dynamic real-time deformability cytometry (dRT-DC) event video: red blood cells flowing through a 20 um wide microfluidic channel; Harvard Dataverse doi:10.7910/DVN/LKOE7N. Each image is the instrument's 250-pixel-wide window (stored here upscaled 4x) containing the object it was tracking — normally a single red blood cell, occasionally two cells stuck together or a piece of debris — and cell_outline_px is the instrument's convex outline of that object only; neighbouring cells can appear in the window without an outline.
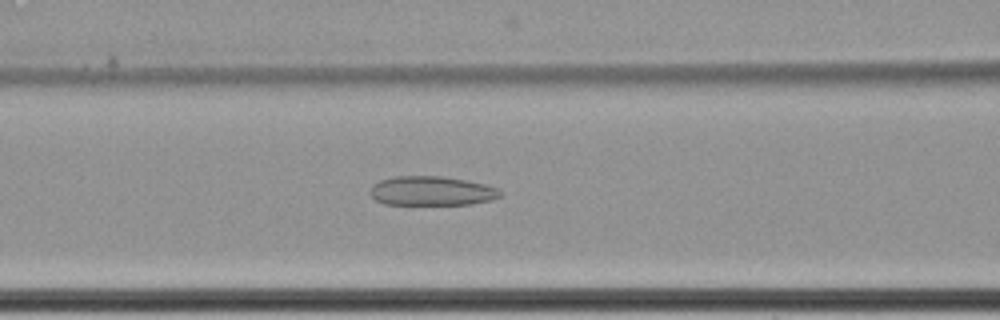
{"species": "common noctule bat (a hibernating species)", "species_latin": "Nyctalus noctula", "temperature_condition": "cold", "stored_images_in_passage": 65, "camera_frame_rate_fps": 3000, "um_per_image_px": 0.085, "animal": {"sex": "female", "body_mass_g": 22.7, "forearm_length_mm": 54.2}, "frame": {"image": 1, "passage_image": 31, "time_ms": 10.0, "image_size_px": [1000, 320], "cell_outline_px": [[500, 196], [492, 200], [472, 204], [384, 204], [376, 200], [368, 192], [372, 184], [380, 180], [392, 176], [440, 176], [464, 180], [484, 184], [496, 188], [500, 192]], "centroid_in_image_um": [36.63, 16.23], "position_along_channel_um": 130.0, "area_um2": 22.14}}
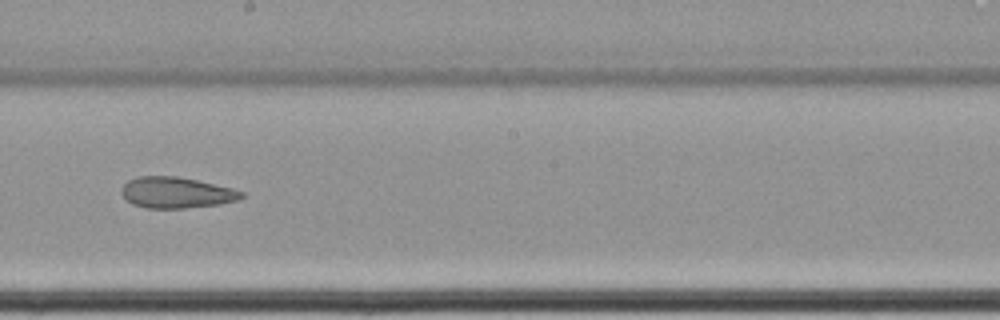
{"frame": {"image": 2, "passage_image": 40, "time_ms": 13.0, "image_size_px": [1000, 320], "cell_outline_px": [[244, 196], [240, 200], [220, 204], [184, 208], [148, 208], [132, 204], [120, 192], [124, 184], [128, 180], [136, 176], [176, 176], [196, 180], [232, 188], [244, 192]], "centroid_in_image_um": [15.0, 16.37], "position_along_channel_um": 233.2, "area_um2": 21.68}}
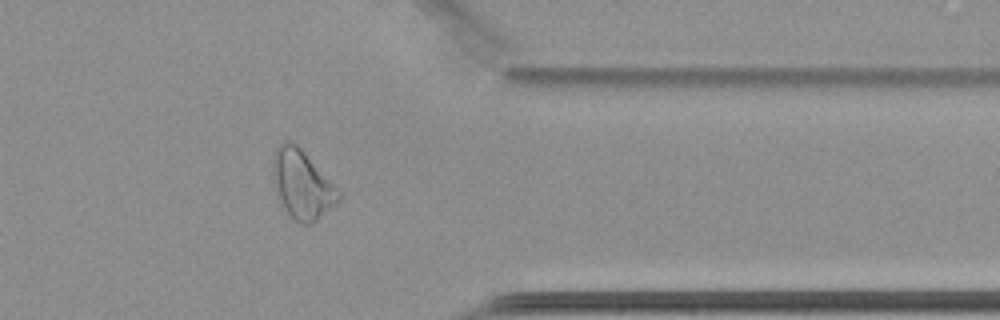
{"frame": {"image": 3, "passage_image": 54, "time_ms": 17.667, "image_size_px": [1000, 320], "cell_outline_px": [[344, 196], [336, 204], [312, 224], [300, 224], [280, 204], [276, 196], [272, 180], [272, 156], [276, 148], [280, 144], [288, 140], [296, 144], [304, 152]], "centroid_in_image_um": [25.64, 15.69], "position_along_channel_um": 385.8, "area_um2": 26.36}, "authors_computed_cell_mechanics": {"area_um2": 28.6688, "velocity_mm_per_s": 3.4464, "shape_relaxation_time_tau1_ms": null, "shape_relaxation_time_tau2_ms": 4.4483, "deformation_change_tau1": null, "deformation_change_tau2": 0.1142}}